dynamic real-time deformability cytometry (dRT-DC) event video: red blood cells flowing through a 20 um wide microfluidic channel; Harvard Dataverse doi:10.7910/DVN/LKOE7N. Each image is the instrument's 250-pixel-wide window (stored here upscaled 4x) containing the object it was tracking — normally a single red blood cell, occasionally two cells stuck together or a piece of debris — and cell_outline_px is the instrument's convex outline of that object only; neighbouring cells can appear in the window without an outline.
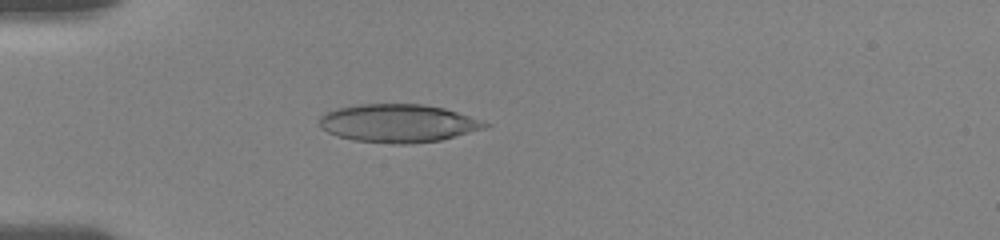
{"species": "human", "species_latin": "Homo sapiens", "temperature_condition": "room temperature", "stored_images_in_passage": 53, "camera_frame_rate_fps": 3000, "um_per_image_px": 0.085, "donor": {"sex": "female"}, "frame": {"image": 1, "passage_image": 17, "time_ms": 5.333, "image_size_px": [1000, 240], "cell_outline_px": [[492, 124], [484, 128], [440, 140], [408, 144], [392, 144], [352, 140], [336, 136], [320, 128], [320, 116], [324, 112], [336, 108], [360, 104], [420, 104], [444, 108]], "centroid_in_image_um": [33.78, 10.48], "position_along_channel_um": 51.2, "area_um2": 36.7}}
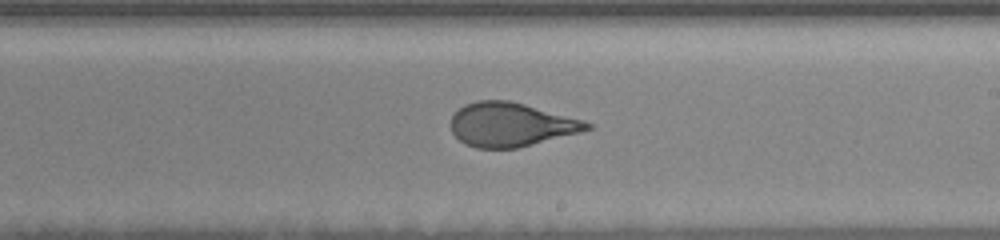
{"frame": {"image": 2, "passage_image": 32, "time_ms": 11.0, "image_size_px": [1000, 240], "cell_outline_px": [[596, 124], [592, 128], [580, 132], [516, 148], [476, 148], [464, 144], [452, 132], [452, 116], [464, 104], [476, 100], [508, 100], [524, 104], [584, 120]], "centroid_in_image_um": [43.44, 10.59], "position_along_channel_um": 245.6, "area_um2": 34.62}}
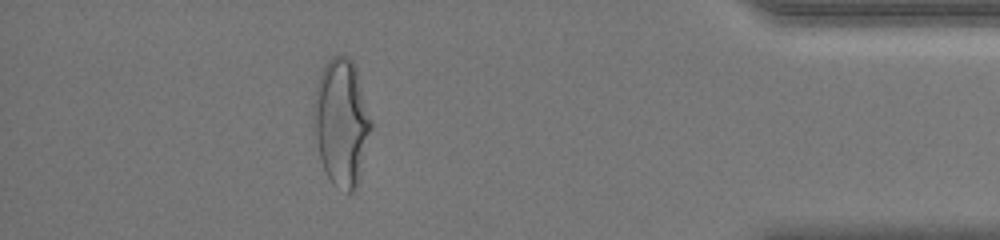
{"frame": {"image": 3, "passage_image": 48, "time_ms": 16.333, "image_size_px": [1000, 240], "cell_outline_px": [[372, 128], [356, 188], [352, 192], [348, 192], [336, 188], [332, 184], [320, 160], [312, 120], [312, 108], [316, 88], [320, 72], [324, 64], [332, 56], [348, 56], [352, 60], [356, 68], [372, 120]], "centroid_in_image_um": [29.01, 10.38], "position_along_channel_um": 406.2, "area_um2": 42.71}, "authors_computed_cell_mechanics": {"area_um2": 36.0094, "velocity_mm_per_s": 3.7098, "shape_relaxation_time_tau1_ms": 4.2522, "shape_relaxation_time_tau2_ms": 0.7682, "deformation_change_tau1": 0.179, "deformation_change_tau2": 0.0798}}